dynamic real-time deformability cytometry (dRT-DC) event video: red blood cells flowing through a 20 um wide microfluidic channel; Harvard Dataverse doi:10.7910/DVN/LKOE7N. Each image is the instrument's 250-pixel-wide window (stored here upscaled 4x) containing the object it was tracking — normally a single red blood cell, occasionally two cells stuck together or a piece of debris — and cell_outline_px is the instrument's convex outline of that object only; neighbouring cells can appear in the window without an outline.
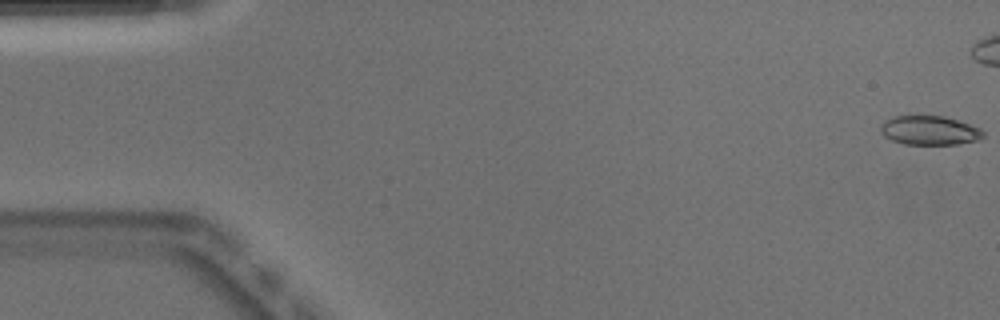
{"species": "Egyptian fruit bat (a non-hibernating species)", "species_latin": "Rousettus aegyptiacus", "temperature_condition": "warm", "stored_images_in_passage": 41, "camera_frame_rate_fps": 3000, "um_per_image_px": 0.085, "animal": {"sex": "male"}, "frame": {"image": 1, "passage_image": 1, "time_ms": 0.0, "image_size_px": [1000, 320], "cell_outline_px": [[984, 136], [980, 140], [956, 144], [904, 144], [892, 140], [884, 136], [880, 132], [880, 124], [884, 120], [896, 116], [944, 116], [980, 128], [984, 132]], "centroid_in_image_um": [78.99, 11.09], "position_along_channel_um": 6.0, "area_um2": 17.4}}